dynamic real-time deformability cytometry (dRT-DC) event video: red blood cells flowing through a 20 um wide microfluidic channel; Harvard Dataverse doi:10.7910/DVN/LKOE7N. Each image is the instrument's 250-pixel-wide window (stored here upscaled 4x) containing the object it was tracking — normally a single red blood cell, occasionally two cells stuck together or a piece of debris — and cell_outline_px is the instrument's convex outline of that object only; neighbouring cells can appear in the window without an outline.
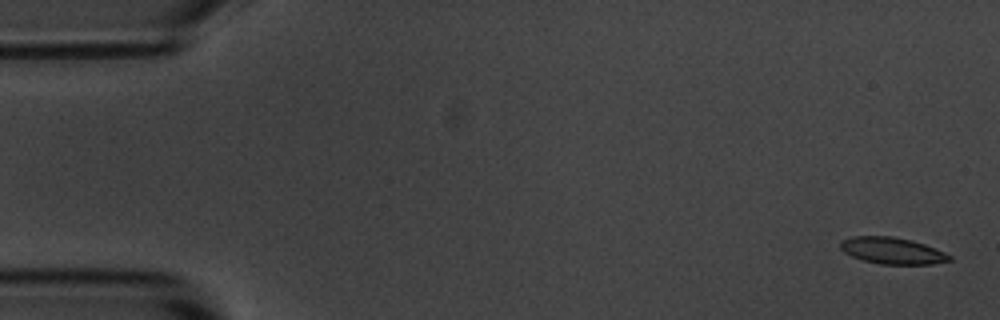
{"species": "common noctule bat (a hibernating species)", "species_latin": "Nyctalus noctula", "temperature_condition": "room temperature", "stored_images_in_passage": 5, "camera_frame_rate_fps": 3000, "um_per_image_px": 0.085, "animal": {"sex": "male", "body_mass_g": 20.1, "forearm_length_mm": 53.5}, "frame": {"image": 1, "passage_image": 1, "time_ms": 0.0, "image_size_px": [1000, 320], "cell_outline_px": [[952, 260], [932, 264], [880, 264], [860, 260], [844, 252], [840, 248], [840, 240], [852, 236], [892, 236], [912, 240], [936, 248], [952, 256]], "centroid_in_image_um": [75.82, 21.3], "position_along_channel_um": 9.2, "area_um2": 17.05}}
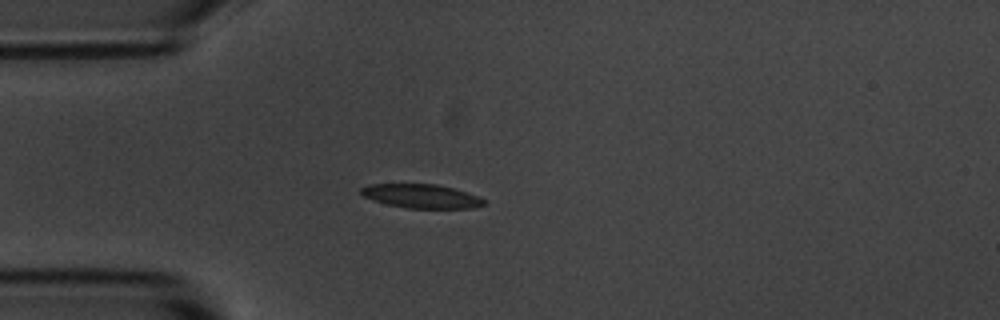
{"frame": {"image": 2, "passage_image": 4, "time_ms": 4.333, "image_size_px": [1000, 320], "cell_outline_px": [[488, 204], [472, 208], [408, 208], [388, 204], [372, 200], [364, 196], [360, 192], [360, 188], [368, 184], [436, 184], [468, 192], [480, 196]], "centroid_in_image_um": [35.84, 16.67], "position_along_channel_um": 49.2, "area_um2": 17.17}}